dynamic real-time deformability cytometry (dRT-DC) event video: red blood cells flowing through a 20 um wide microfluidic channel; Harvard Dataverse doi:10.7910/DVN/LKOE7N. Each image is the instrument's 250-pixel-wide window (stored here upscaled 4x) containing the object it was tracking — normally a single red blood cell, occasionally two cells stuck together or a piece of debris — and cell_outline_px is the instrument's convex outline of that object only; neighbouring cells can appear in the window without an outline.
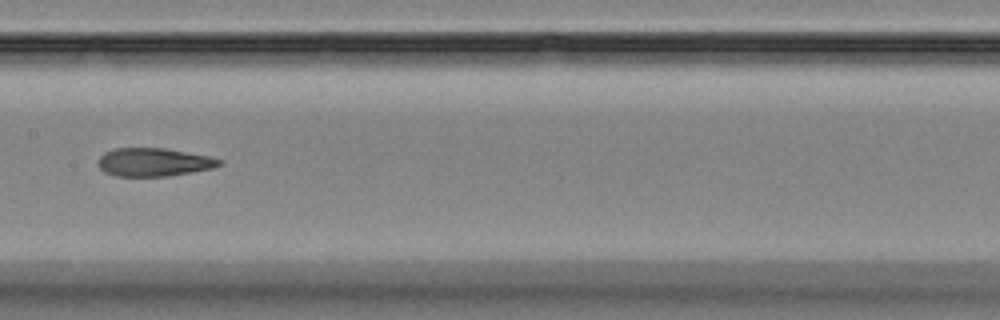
{"species": "Egyptian fruit bat (a non-hibernating species)", "species_latin": "Rousettus aegyptiacus", "temperature_condition": "room temperature", "stored_images_in_passage": 5, "camera_frame_rate_fps": 3000, "um_per_image_px": 0.085, "animal": {"sex": "female"}, "frame": {"image": 1, "passage_image": 4, "time_ms": 3.667, "image_size_px": [1000, 320], "cell_outline_px": [[224, 164], [212, 168], [168, 176], [116, 176], [104, 172], [100, 168], [100, 156], [104, 152], [116, 148], [164, 148], [208, 156], [224, 160]], "centroid_in_image_um": [13.1, 13.78], "position_along_channel_um": 194.3, "area_um2": 19.83}}
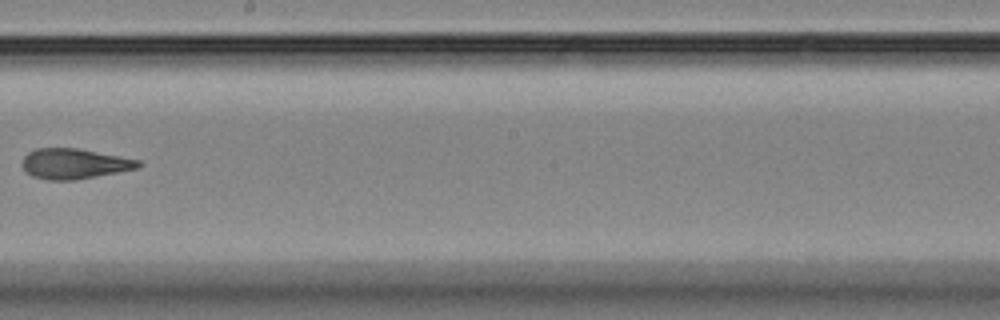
{"frame": {"image": 2, "passage_image": 5, "time_ms": 5.0, "image_size_px": [1000, 320], "cell_outline_px": [[144, 164], [136, 168], [76, 180], [48, 180], [32, 176], [20, 164], [24, 156], [28, 152], [36, 148], [76, 148], [120, 156], [140, 160]], "centroid_in_image_um": [6.29, 13.91], "position_along_channel_um": 241.9, "area_um2": 20.4}}